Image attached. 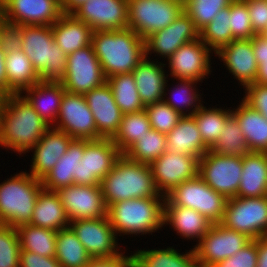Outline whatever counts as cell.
Here are the masks:
<instances>
[{"label": "cell", "instance_id": "8d00e7d4", "mask_svg": "<svg viewBox=\"0 0 267 267\" xmlns=\"http://www.w3.org/2000/svg\"><path fill=\"white\" fill-rule=\"evenodd\" d=\"M133 256L137 267H199L194 249L184 255L173 248L139 250Z\"/></svg>", "mask_w": 267, "mask_h": 267}, {"label": "cell", "instance_id": "52a82bcc", "mask_svg": "<svg viewBox=\"0 0 267 267\" xmlns=\"http://www.w3.org/2000/svg\"><path fill=\"white\" fill-rule=\"evenodd\" d=\"M163 201L164 205L191 208L204 215L212 224L221 223L227 199L197 175L179 184Z\"/></svg>", "mask_w": 267, "mask_h": 267}, {"label": "cell", "instance_id": "d590c367", "mask_svg": "<svg viewBox=\"0 0 267 267\" xmlns=\"http://www.w3.org/2000/svg\"><path fill=\"white\" fill-rule=\"evenodd\" d=\"M192 112L188 116H193L198 130L200 131L204 145L210 150L219 139L225 121L232 114V110L224 111L222 109H206L201 105H194Z\"/></svg>", "mask_w": 267, "mask_h": 267}, {"label": "cell", "instance_id": "74e56055", "mask_svg": "<svg viewBox=\"0 0 267 267\" xmlns=\"http://www.w3.org/2000/svg\"><path fill=\"white\" fill-rule=\"evenodd\" d=\"M21 250L41 256L55 257L57 232L54 230L23 224L17 228Z\"/></svg>", "mask_w": 267, "mask_h": 267}, {"label": "cell", "instance_id": "f5cc1de1", "mask_svg": "<svg viewBox=\"0 0 267 267\" xmlns=\"http://www.w3.org/2000/svg\"><path fill=\"white\" fill-rule=\"evenodd\" d=\"M253 30L260 34L267 26V0H245Z\"/></svg>", "mask_w": 267, "mask_h": 267}, {"label": "cell", "instance_id": "60d3db41", "mask_svg": "<svg viewBox=\"0 0 267 267\" xmlns=\"http://www.w3.org/2000/svg\"><path fill=\"white\" fill-rule=\"evenodd\" d=\"M166 151V134L151 128L124 154L133 161L150 165Z\"/></svg>", "mask_w": 267, "mask_h": 267}, {"label": "cell", "instance_id": "ba28073f", "mask_svg": "<svg viewBox=\"0 0 267 267\" xmlns=\"http://www.w3.org/2000/svg\"><path fill=\"white\" fill-rule=\"evenodd\" d=\"M183 11V0H128V28L145 39L169 26Z\"/></svg>", "mask_w": 267, "mask_h": 267}, {"label": "cell", "instance_id": "4dcf8cb0", "mask_svg": "<svg viewBox=\"0 0 267 267\" xmlns=\"http://www.w3.org/2000/svg\"><path fill=\"white\" fill-rule=\"evenodd\" d=\"M24 91L28 93L27 96L25 95V98L32 105L33 109L47 124L53 125L51 122H56L57 120L65 91L62 83L40 80Z\"/></svg>", "mask_w": 267, "mask_h": 267}, {"label": "cell", "instance_id": "681fc988", "mask_svg": "<svg viewBox=\"0 0 267 267\" xmlns=\"http://www.w3.org/2000/svg\"><path fill=\"white\" fill-rule=\"evenodd\" d=\"M22 26L0 20V50L5 54L22 50Z\"/></svg>", "mask_w": 267, "mask_h": 267}, {"label": "cell", "instance_id": "30bf717a", "mask_svg": "<svg viewBox=\"0 0 267 267\" xmlns=\"http://www.w3.org/2000/svg\"><path fill=\"white\" fill-rule=\"evenodd\" d=\"M243 169V157L221 155L208 150L199 159L198 175L226 199L237 197Z\"/></svg>", "mask_w": 267, "mask_h": 267}, {"label": "cell", "instance_id": "d6986e66", "mask_svg": "<svg viewBox=\"0 0 267 267\" xmlns=\"http://www.w3.org/2000/svg\"><path fill=\"white\" fill-rule=\"evenodd\" d=\"M72 14L93 31L128 28V0H88Z\"/></svg>", "mask_w": 267, "mask_h": 267}, {"label": "cell", "instance_id": "ab89813d", "mask_svg": "<svg viewBox=\"0 0 267 267\" xmlns=\"http://www.w3.org/2000/svg\"><path fill=\"white\" fill-rule=\"evenodd\" d=\"M151 129L148 115L144 110L135 113L123 114L119 129L112 141L124 154L138 138H141Z\"/></svg>", "mask_w": 267, "mask_h": 267}, {"label": "cell", "instance_id": "4316f807", "mask_svg": "<svg viewBox=\"0 0 267 267\" xmlns=\"http://www.w3.org/2000/svg\"><path fill=\"white\" fill-rule=\"evenodd\" d=\"M167 150L200 159L209 149L204 145L195 118L182 116L177 125L166 133Z\"/></svg>", "mask_w": 267, "mask_h": 267}, {"label": "cell", "instance_id": "bcb514c9", "mask_svg": "<svg viewBox=\"0 0 267 267\" xmlns=\"http://www.w3.org/2000/svg\"><path fill=\"white\" fill-rule=\"evenodd\" d=\"M151 128L162 133H169L182 117L163 100L145 107Z\"/></svg>", "mask_w": 267, "mask_h": 267}, {"label": "cell", "instance_id": "f907efd6", "mask_svg": "<svg viewBox=\"0 0 267 267\" xmlns=\"http://www.w3.org/2000/svg\"><path fill=\"white\" fill-rule=\"evenodd\" d=\"M181 81V85L180 88L176 89V98L173 100H165L163 99V101L168 104L169 106H171L175 111H177L180 115L182 116H188V114L184 113L182 110H184L182 106L188 107L194 105L193 103L196 102L197 100H199L198 94H196L194 88L192 89V85L197 81H193V80H180ZM183 84V85H182ZM178 90V91H177ZM190 90V91H189ZM178 96V97H177ZM180 104V105H179ZM182 104V106H181Z\"/></svg>", "mask_w": 267, "mask_h": 267}, {"label": "cell", "instance_id": "e0dca14e", "mask_svg": "<svg viewBox=\"0 0 267 267\" xmlns=\"http://www.w3.org/2000/svg\"><path fill=\"white\" fill-rule=\"evenodd\" d=\"M56 193L69 221L107 216L100 185L73 184L57 189Z\"/></svg>", "mask_w": 267, "mask_h": 267}, {"label": "cell", "instance_id": "ffe728a7", "mask_svg": "<svg viewBox=\"0 0 267 267\" xmlns=\"http://www.w3.org/2000/svg\"><path fill=\"white\" fill-rule=\"evenodd\" d=\"M196 39H199V30L183 11L169 26L144 39L145 56L153 50L169 58L180 46Z\"/></svg>", "mask_w": 267, "mask_h": 267}, {"label": "cell", "instance_id": "be15d7a7", "mask_svg": "<svg viewBox=\"0 0 267 267\" xmlns=\"http://www.w3.org/2000/svg\"><path fill=\"white\" fill-rule=\"evenodd\" d=\"M4 95L0 92V110H1V106L3 104V99H4Z\"/></svg>", "mask_w": 267, "mask_h": 267}, {"label": "cell", "instance_id": "6da1fadb", "mask_svg": "<svg viewBox=\"0 0 267 267\" xmlns=\"http://www.w3.org/2000/svg\"><path fill=\"white\" fill-rule=\"evenodd\" d=\"M21 94L7 95L0 110V145L27 152L51 127Z\"/></svg>", "mask_w": 267, "mask_h": 267}, {"label": "cell", "instance_id": "b9f144b4", "mask_svg": "<svg viewBox=\"0 0 267 267\" xmlns=\"http://www.w3.org/2000/svg\"><path fill=\"white\" fill-rule=\"evenodd\" d=\"M199 39L216 53L233 41L230 27V6L219 10L212 21L199 31Z\"/></svg>", "mask_w": 267, "mask_h": 267}, {"label": "cell", "instance_id": "f546056e", "mask_svg": "<svg viewBox=\"0 0 267 267\" xmlns=\"http://www.w3.org/2000/svg\"><path fill=\"white\" fill-rule=\"evenodd\" d=\"M69 219L56 191L42 188L32 212L30 225L54 231L69 227Z\"/></svg>", "mask_w": 267, "mask_h": 267}, {"label": "cell", "instance_id": "6f0895ef", "mask_svg": "<svg viewBox=\"0 0 267 267\" xmlns=\"http://www.w3.org/2000/svg\"><path fill=\"white\" fill-rule=\"evenodd\" d=\"M257 267H267V236L257 238Z\"/></svg>", "mask_w": 267, "mask_h": 267}, {"label": "cell", "instance_id": "4fadbf2b", "mask_svg": "<svg viewBox=\"0 0 267 267\" xmlns=\"http://www.w3.org/2000/svg\"><path fill=\"white\" fill-rule=\"evenodd\" d=\"M120 155L112 139H84V153L74 175V184L100 185Z\"/></svg>", "mask_w": 267, "mask_h": 267}, {"label": "cell", "instance_id": "277c9868", "mask_svg": "<svg viewBox=\"0 0 267 267\" xmlns=\"http://www.w3.org/2000/svg\"><path fill=\"white\" fill-rule=\"evenodd\" d=\"M21 47L41 81L65 80L68 55L55 43L52 26L22 25Z\"/></svg>", "mask_w": 267, "mask_h": 267}, {"label": "cell", "instance_id": "8fae6325", "mask_svg": "<svg viewBox=\"0 0 267 267\" xmlns=\"http://www.w3.org/2000/svg\"><path fill=\"white\" fill-rule=\"evenodd\" d=\"M106 80L92 44L67 56L65 80L62 82L65 91L85 95Z\"/></svg>", "mask_w": 267, "mask_h": 267}, {"label": "cell", "instance_id": "7a4b0ae2", "mask_svg": "<svg viewBox=\"0 0 267 267\" xmlns=\"http://www.w3.org/2000/svg\"><path fill=\"white\" fill-rule=\"evenodd\" d=\"M106 79L132 72L145 57V41L133 30L93 31L91 42Z\"/></svg>", "mask_w": 267, "mask_h": 267}, {"label": "cell", "instance_id": "ee69618b", "mask_svg": "<svg viewBox=\"0 0 267 267\" xmlns=\"http://www.w3.org/2000/svg\"><path fill=\"white\" fill-rule=\"evenodd\" d=\"M184 12L200 31L208 25L219 10L231 5L234 0H183Z\"/></svg>", "mask_w": 267, "mask_h": 267}, {"label": "cell", "instance_id": "2e32d148", "mask_svg": "<svg viewBox=\"0 0 267 267\" xmlns=\"http://www.w3.org/2000/svg\"><path fill=\"white\" fill-rule=\"evenodd\" d=\"M59 119V120H58ZM55 128L73 139L99 140L92 111L84 95L64 91Z\"/></svg>", "mask_w": 267, "mask_h": 267}, {"label": "cell", "instance_id": "5bb4252c", "mask_svg": "<svg viewBox=\"0 0 267 267\" xmlns=\"http://www.w3.org/2000/svg\"><path fill=\"white\" fill-rule=\"evenodd\" d=\"M62 15L61 0L0 1L1 20L16 26H52Z\"/></svg>", "mask_w": 267, "mask_h": 267}, {"label": "cell", "instance_id": "f35d334b", "mask_svg": "<svg viewBox=\"0 0 267 267\" xmlns=\"http://www.w3.org/2000/svg\"><path fill=\"white\" fill-rule=\"evenodd\" d=\"M115 102L123 114L140 112L145 109L142 104L135 78L132 72L119 74L107 78Z\"/></svg>", "mask_w": 267, "mask_h": 267}, {"label": "cell", "instance_id": "9c48e42d", "mask_svg": "<svg viewBox=\"0 0 267 267\" xmlns=\"http://www.w3.org/2000/svg\"><path fill=\"white\" fill-rule=\"evenodd\" d=\"M224 227L247 235L252 240L267 236V195L227 199L221 223Z\"/></svg>", "mask_w": 267, "mask_h": 267}, {"label": "cell", "instance_id": "94428289", "mask_svg": "<svg viewBox=\"0 0 267 267\" xmlns=\"http://www.w3.org/2000/svg\"><path fill=\"white\" fill-rule=\"evenodd\" d=\"M255 83L267 85V59H261V64L258 65Z\"/></svg>", "mask_w": 267, "mask_h": 267}, {"label": "cell", "instance_id": "5b68a950", "mask_svg": "<svg viewBox=\"0 0 267 267\" xmlns=\"http://www.w3.org/2000/svg\"><path fill=\"white\" fill-rule=\"evenodd\" d=\"M159 198V199H158ZM160 198H132L107 208V217L115 233H151L164 225V203Z\"/></svg>", "mask_w": 267, "mask_h": 267}, {"label": "cell", "instance_id": "603a6c76", "mask_svg": "<svg viewBox=\"0 0 267 267\" xmlns=\"http://www.w3.org/2000/svg\"><path fill=\"white\" fill-rule=\"evenodd\" d=\"M51 127L43 134L35 146L31 165V174L34 178L42 180L44 176L55 166L59 158L67 152L70 142L73 140L65 131Z\"/></svg>", "mask_w": 267, "mask_h": 267}, {"label": "cell", "instance_id": "d4e9b609", "mask_svg": "<svg viewBox=\"0 0 267 267\" xmlns=\"http://www.w3.org/2000/svg\"><path fill=\"white\" fill-rule=\"evenodd\" d=\"M145 56L132 71L140 100L144 107L163 100L166 77L161 66Z\"/></svg>", "mask_w": 267, "mask_h": 267}, {"label": "cell", "instance_id": "7402d4cb", "mask_svg": "<svg viewBox=\"0 0 267 267\" xmlns=\"http://www.w3.org/2000/svg\"><path fill=\"white\" fill-rule=\"evenodd\" d=\"M102 139H112L117 133L123 113L115 102L107 82L84 95Z\"/></svg>", "mask_w": 267, "mask_h": 267}, {"label": "cell", "instance_id": "ac0fdd59", "mask_svg": "<svg viewBox=\"0 0 267 267\" xmlns=\"http://www.w3.org/2000/svg\"><path fill=\"white\" fill-rule=\"evenodd\" d=\"M69 224L92 259L110 258L121 254L117 252L116 233L107 216L71 220Z\"/></svg>", "mask_w": 267, "mask_h": 267}, {"label": "cell", "instance_id": "8992f818", "mask_svg": "<svg viewBox=\"0 0 267 267\" xmlns=\"http://www.w3.org/2000/svg\"><path fill=\"white\" fill-rule=\"evenodd\" d=\"M42 181L22 172L0 184V223L29 224Z\"/></svg>", "mask_w": 267, "mask_h": 267}, {"label": "cell", "instance_id": "db71d44e", "mask_svg": "<svg viewBox=\"0 0 267 267\" xmlns=\"http://www.w3.org/2000/svg\"><path fill=\"white\" fill-rule=\"evenodd\" d=\"M19 267H62L55 257L41 256L21 250Z\"/></svg>", "mask_w": 267, "mask_h": 267}, {"label": "cell", "instance_id": "cb8c5ba5", "mask_svg": "<svg viewBox=\"0 0 267 267\" xmlns=\"http://www.w3.org/2000/svg\"><path fill=\"white\" fill-rule=\"evenodd\" d=\"M215 54L222 58L230 73L244 87L255 83L258 64L252 49V39L233 40Z\"/></svg>", "mask_w": 267, "mask_h": 267}, {"label": "cell", "instance_id": "7dc6e473", "mask_svg": "<svg viewBox=\"0 0 267 267\" xmlns=\"http://www.w3.org/2000/svg\"><path fill=\"white\" fill-rule=\"evenodd\" d=\"M230 27L234 40L252 39L253 30L249 10L245 0H234L230 5Z\"/></svg>", "mask_w": 267, "mask_h": 267}, {"label": "cell", "instance_id": "7bdbcfd3", "mask_svg": "<svg viewBox=\"0 0 267 267\" xmlns=\"http://www.w3.org/2000/svg\"><path fill=\"white\" fill-rule=\"evenodd\" d=\"M210 150L221 155L240 157L250 152L245 135L240 130L239 123L232 114L225 121V126L219 139Z\"/></svg>", "mask_w": 267, "mask_h": 267}, {"label": "cell", "instance_id": "484cf974", "mask_svg": "<svg viewBox=\"0 0 267 267\" xmlns=\"http://www.w3.org/2000/svg\"><path fill=\"white\" fill-rule=\"evenodd\" d=\"M54 41L69 55L91 45L93 30L73 14H63L53 25Z\"/></svg>", "mask_w": 267, "mask_h": 267}, {"label": "cell", "instance_id": "f6af8a7d", "mask_svg": "<svg viewBox=\"0 0 267 267\" xmlns=\"http://www.w3.org/2000/svg\"><path fill=\"white\" fill-rule=\"evenodd\" d=\"M20 251L17 229L0 223V267H19Z\"/></svg>", "mask_w": 267, "mask_h": 267}, {"label": "cell", "instance_id": "c3c4849f", "mask_svg": "<svg viewBox=\"0 0 267 267\" xmlns=\"http://www.w3.org/2000/svg\"><path fill=\"white\" fill-rule=\"evenodd\" d=\"M257 240H251L233 256L218 262L212 267H257Z\"/></svg>", "mask_w": 267, "mask_h": 267}, {"label": "cell", "instance_id": "e575fe53", "mask_svg": "<svg viewBox=\"0 0 267 267\" xmlns=\"http://www.w3.org/2000/svg\"><path fill=\"white\" fill-rule=\"evenodd\" d=\"M55 258L62 267H86L92 260L70 226L57 231Z\"/></svg>", "mask_w": 267, "mask_h": 267}, {"label": "cell", "instance_id": "6125c7cd", "mask_svg": "<svg viewBox=\"0 0 267 267\" xmlns=\"http://www.w3.org/2000/svg\"><path fill=\"white\" fill-rule=\"evenodd\" d=\"M263 37L267 38V26L264 28V30L260 33Z\"/></svg>", "mask_w": 267, "mask_h": 267}, {"label": "cell", "instance_id": "680465c9", "mask_svg": "<svg viewBox=\"0 0 267 267\" xmlns=\"http://www.w3.org/2000/svg\"><path fill=\"white\" fill-rule=\"evenodd\" d=\"M0 92L4 95L14 94L7 87L6 69H5V58L4 53L0 50Z\"/></svg>", "mask_w": 267, "mask_h": 267}, {"label": "cell", "instance_id": "3957f363", "mask_svg": "<svg viewBox=\"0 0 267 267\" xmlns=\"http://www.w3.org/2000/svg\"><path fill=\"white\" fill-rule=\"evenodd\" d=\"M100 186L107 208L122 200L165 196L157 191L150 166L133 161L125 154L117 158Z\"/></svg>", "mask_w": 267, "mask_h": 267}, {"label": "cell", "instance_id": "1f68e13d", "mask_svg": "<svg viewBox=\"0 0 267 267\" xmlns=\"http://www.w3.org/2000/svg\"><path fill=\"white\" fill-rule=\"evenodd\" d=\"M232 115L245 135L250 152L267 153V120L244 100Z\"/></svg>", "mask_w": 267, "mask_h": 267}, {"label": "cell", "instance_id": "816d5d0a", "mask_svg": "<svg viewBox=\"0 0 267 267\" xmlns=\"http://www.w3.org/2000/svg\"><path fill=\"white\" fill-rule=\"evenodd\" d=\"M245 88L247 95L242 100L253 109L258 110L267 120V85L253 83Z\"/></svg>", "mask_w": 267, "mask_h": 267}, {"label": "cell", "instance_id": "7c38bea8", "mask_svg": "<svg viewBox=\"0 0 267 267\" xmlns=\"http://www.w3.org/2000/svg\"><path fill=\"white\" fill-rule=\"evenodd\" d=\"M251 240L247 235L228 229L220 223L212 224L194 247L198 266L212 267L233 256Z\"/></svg>", "mask_w": 267, "mask_h": 267}, {"label": "cell", "instance_id": "9f6ffc18", "mask_svg": "<svg viewBox=\"0 0 267 267\" xmlns=\"http://www.w3.org/2000/svg\"><path fill=\"white\" fill-rule=\"evenodd\" d=\"M252 49L256 57V62L260 65L261 59H267V38L260 34H256L252 38Z\"/></svg>", "mask_w": 267, "mask_h": 267}, {"label": "cell", "instance_id": "11a10c76", "mask_svg": "<svg viewBox=\"0 0 267 267\" xmlns=\"http://www.w3.org/2000/svg\"><path fill=\"white\" fill-rule=\"evenodd\" d=\"M86 267H137L134 256H123L121 253L115 257L92 259Z\"/></svg>", "mask_w": 267, "mask_h": 267}, {"label": "cell", "instance_id": "9a60e30c", "mask_svg": "<svg viewBox=\"0 0 267 267\" xmlns=\"http://www.w3.org/2000/svg\"><path fill=\"white\" fill-rule=\"evenodd\" d=\"M149 166L157 191L161 194L165 191L166 196L179 184L198 175L199 159L167 150Z\"/></svg>", "mask_w": 267, "mask_h": 267}, {"label": "cell", "instance_id": "91938a15", "mask_svg": "<svg viewBox=\"0 0 267 267\" xmlns=\"http://www.w3.org/2000/svg\"><path fill=\"white\" fill-rule=\"evenodd\" d=\"M88 0H61L63 14H72L79 6Z\"/></svg>", "mask_w": 267, "mask_h": 267}, {"label": "cell", "instance_id": "d6a6232c", "mask_svg": "<svg viewBox=\"0 0 267 267\" xmlns=\"http://www.w3.org/2000/svg\"><path fill=\"white\" fill-rule=\"evenodd\" d=\"M163 222H169L184 238H199L208 232L212 223L198 211L177 205H164Z\"/></svg>", "mask_w": 267, "mask_h": 267}, {"label": "cell", "instance_id": "f1b7e54d", "mask_svg": "<svg viewBox=\"0 0 267 267\" xmlns=\"http://www.w3.org/2000/svg\"><path fill=\"white\" fill-rule=\"evenodd\" d=\"M84 153V139H73L55 166L44 176L42 186L46 190L56 191L74 184V175Z\"/></svg>", "mask_w": 267, "mask_h": 267}, {"label": "cell", "instance_id": "83f0119b", "mask_svg": "<svg viewBox=\"0 0 267 267\" xmlns=\"http://www.w3.org/2000/svg\"><path fill=\"white\" fill-rule=\"evenodd\" d=\"M237 197L267 195V153L249 152L243 156V169Z\"/></svg>", "mask_w": 267, "mask_h": 267}, {"label": "cell", "instance_id": "836d02e7", "mask_svg": "<svg viewBox=\"0 0 267 267\" xmlns=\"http://www.w3.org/2000/svg\"><path fill=\"white\" fill-rule=\"evenodd\" d=\"M7 87L14 94H21L40 81V76L32 66L31 60L22 50L4 54Z\"/></svg>", "mask_w": 267, "mask_h": 267}, {"label": "cell", "instance_id": "44dd1931", "mask_svg": "<svg viewBox=\"0 0 267 267\" xmlns=\"http://www.w3.org/2000/svg\"><path fill=\"white\" fill-rule=\"evenodd\" d=\"M209 51L211 48L200 39L183 44L168 58L171 76L179 80H202L210 72Z\"/></svg>", "mask_w": 267, "mask_h": 267}]
</instances>
